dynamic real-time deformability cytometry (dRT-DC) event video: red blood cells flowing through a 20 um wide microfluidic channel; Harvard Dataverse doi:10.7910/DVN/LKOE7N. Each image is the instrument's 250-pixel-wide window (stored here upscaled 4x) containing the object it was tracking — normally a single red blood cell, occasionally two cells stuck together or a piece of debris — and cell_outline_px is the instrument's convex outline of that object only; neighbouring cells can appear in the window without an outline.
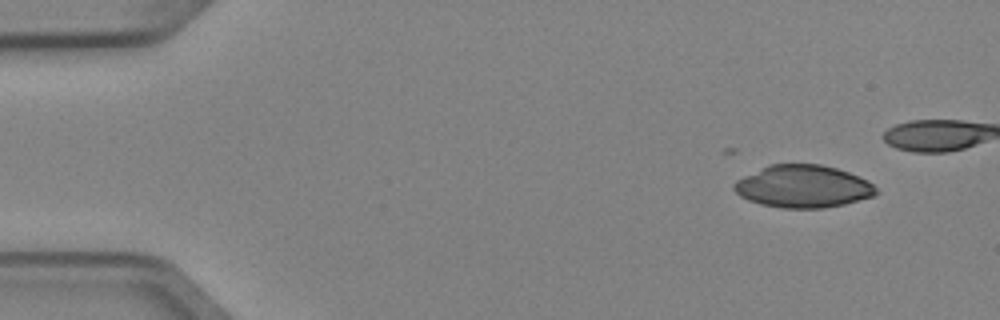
{"species": "Egyptian fruit bat (a non-hibernating species)", "species_latin": "Rousettus aegyptiacus", "temperature_condition": "cold", "stored_images_in_passage": 2, "camera_frame_rate_fps": 3000, "um_per_image_px": 0.085, "animal": {"sex": "female"}, "frame": {"image": 1, "passage_image": 2, "time_ms": 0.333, "image_size_px": [1000, 320], "cell_outline_px": [[880, 192], [872, 196], [844, 204], [824, 208], [780, 208], [760, 204], [748, 200], [740, 196], [732, 188], [732, 184], [736, 180], [768, 164], [820, 164], [836, 168], [848, 172], [868, 180]], "centroid_in_image_um": [68.23, 15.85], "position_along_channel_um": 16.8, "area_um2": 35.26}}